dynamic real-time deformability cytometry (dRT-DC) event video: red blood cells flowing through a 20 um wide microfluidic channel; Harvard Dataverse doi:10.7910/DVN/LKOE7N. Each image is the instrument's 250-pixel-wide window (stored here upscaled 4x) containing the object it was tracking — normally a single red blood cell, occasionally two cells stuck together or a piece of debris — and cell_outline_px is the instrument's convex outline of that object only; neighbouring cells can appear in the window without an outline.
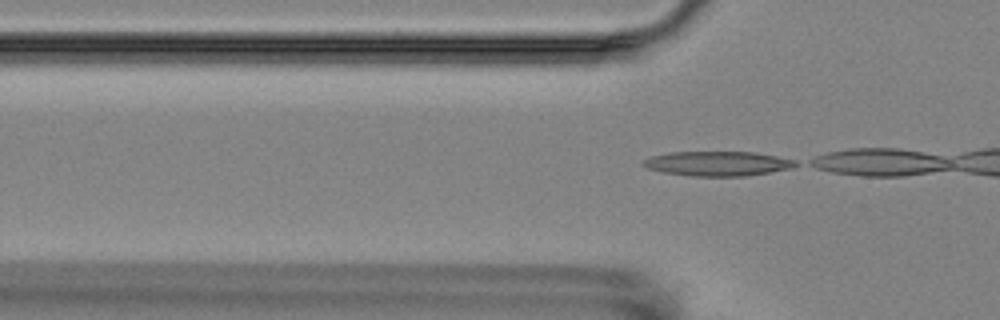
{"species": "Egyptian fruit bat (a non-hibernating species)", "species_latin": "Rousettus aegyptiacus", "temperature_condition": "room temperature", "stored_images_in_passage": 3, "segment_of_instrument_passage": [2, 2], "camera_frame_rate_fps": 3000, "um_per_image_px": 0.085, "animal": {"sex": "female"}, "frame": {"image": 1, "passage_image": 3, "time_ms": 2.333, "image_size_px": [1000, 320], "cell_outline_px": [[800, 164], [792, 168], [744, 176], [692, 176], [664, 172], [648, 168], [640, 164], [644, 160], [652, 156], [672, 152], [756, 152], [796, 160]], "centroid_in_image_um": [61.03, 13.9], "position_along_channel_um": 64.8, "area_um2": 21.73}}